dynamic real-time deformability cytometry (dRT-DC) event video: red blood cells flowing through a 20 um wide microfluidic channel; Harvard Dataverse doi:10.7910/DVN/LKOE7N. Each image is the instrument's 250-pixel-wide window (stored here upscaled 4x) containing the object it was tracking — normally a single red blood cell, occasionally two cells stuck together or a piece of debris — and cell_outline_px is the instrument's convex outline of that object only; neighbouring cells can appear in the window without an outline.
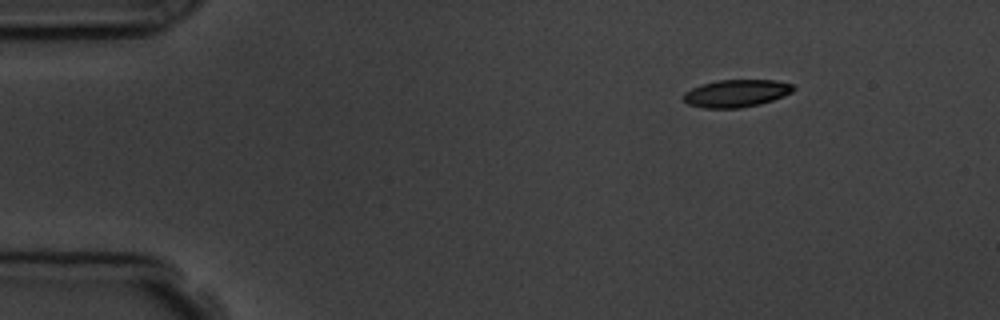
{"species": "common noctule bat (a hibernating species)", "species_latin": "Nyctalus noctula", "temperature_condition": "room temperature", "stored_images_in_passage": 4, "camera_frame_rate_fps": 3000, "um_per_image_px": 0.085, "animal": {"sex": "male", "body_mass_g": 19.5, "forearm_length_mm": 54.6}, "frame": {"image": 1, "passage_image": 1, "time_ms": 0.0, "image_size_px": [1000, 320], "cell_outline_px": [[796, 88], [792, 92], [784, 96], [760, 104], [740, 108], [704, 108], [688, 104], [684, 100], [684, 92], [692, 88], [716, 80], [776, 80], [792, 84]], "centroid_in_image_um": [62.61, 7.93], "position_along_channel_um": 22.4, "area_um2": 17.57}}
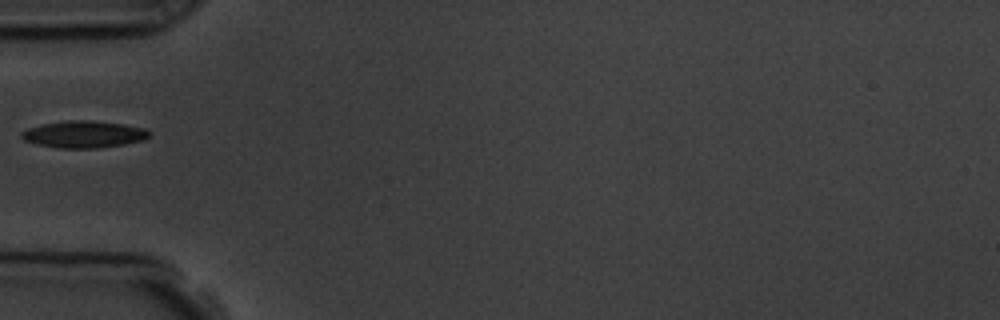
{"frame": {"image": 2, "passage_image": 4, "time_ms": 3.667, "image_size_px": [1000, 320], "cell_outline_px": [[152, 132], [144, 140], [124, 144], [96, 148], [60, 148], [36, 144], [24, 140], [20, 136], [20, 132], [28, 128], [44, 124], [68, 120], [84, 120], [124, 124], [144, 128]], "centroid_in_image_um": [7.12, 11.42], "position_along_channel_um": 77.9, "area_um2": 19.94}}